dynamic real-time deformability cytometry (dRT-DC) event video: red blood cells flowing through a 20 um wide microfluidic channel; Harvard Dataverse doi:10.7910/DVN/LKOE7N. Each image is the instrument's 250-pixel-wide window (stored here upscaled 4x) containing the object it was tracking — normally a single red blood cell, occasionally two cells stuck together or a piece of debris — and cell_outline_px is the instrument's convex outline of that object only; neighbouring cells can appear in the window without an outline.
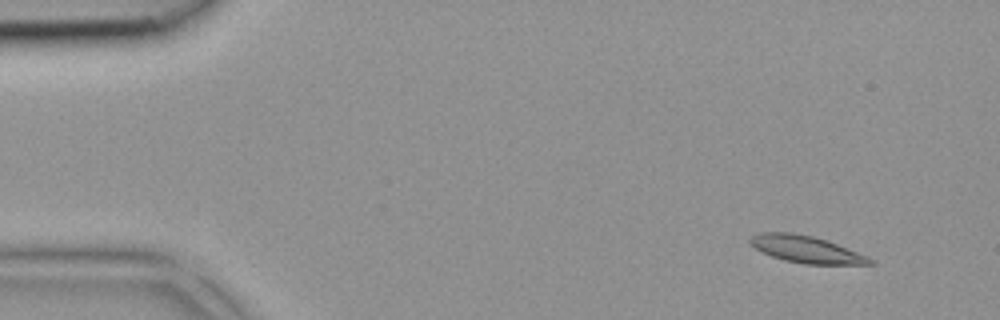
{"species": "common noctule bat (a hibernating species)", "species_latin": "Nyctalus noctula", "temperature_condition": "room temperature", "stored_images_in_passage": 10, "camera_frame_rate_fps": 3000, "um_per_image_px": 0.085, "animal": {"sex": "female", "body_mass_g": 18.4}, "frame": {"image": 1, "passage_image": 1, "time_ms": 0.0, "image_size_px": [1000, 320], "cell_outline_px": [[876, 264], [804, 264], [784, 260], [772, 256], [756, 248], [748, 240], [752, 236], [760, 232], [792, 232], [812, 236], [828, 240], [868, 256]], "centroid_in_image_um": [68.55, 21.18], "position_along_channel_um": 16.5, "area_um2": 18.73}}